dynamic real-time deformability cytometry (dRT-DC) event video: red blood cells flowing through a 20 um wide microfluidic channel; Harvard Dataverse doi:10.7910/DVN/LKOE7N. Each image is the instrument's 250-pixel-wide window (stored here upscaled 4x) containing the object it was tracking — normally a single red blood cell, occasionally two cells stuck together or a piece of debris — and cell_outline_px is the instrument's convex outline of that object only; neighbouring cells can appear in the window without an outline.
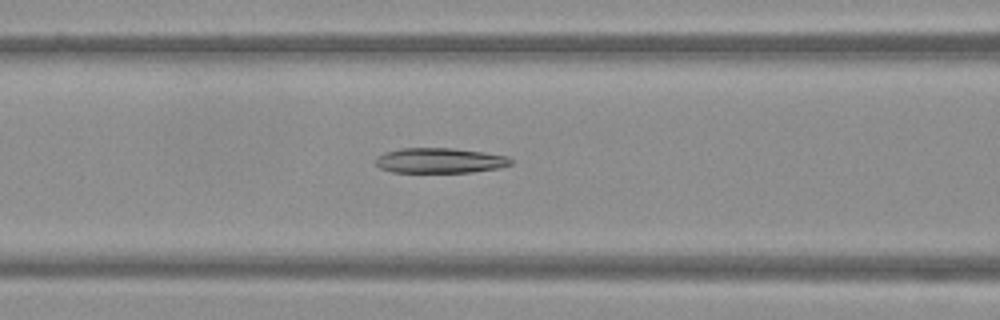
{"species": "Egyptian fruit bat (a non-hibernating species)", "species_latin": "Rousettus aegyptiacus", "temperature_condition": "warm", "stored_images_in_passage": 50, "camera_frame_rate_fps": 3000, "um_per_image_px": 0.085, "frame": {"image": 1, "passage_image": 21, "time_ms": 6.667, "image_size_px": [1000, 320], "cell_outline_px": [[512, 164], [500, 168], [472, 172], [392, 172], [380, 168], [376, 164], [376, 156], [384, 152], [400, 148], [452, 148], [484, 152], [508, 156], [512, 160]], "centroid_in_image_um": [37.39, 13.64], "position_along_channel_um": 129.2, "area_um2": 19.94}}
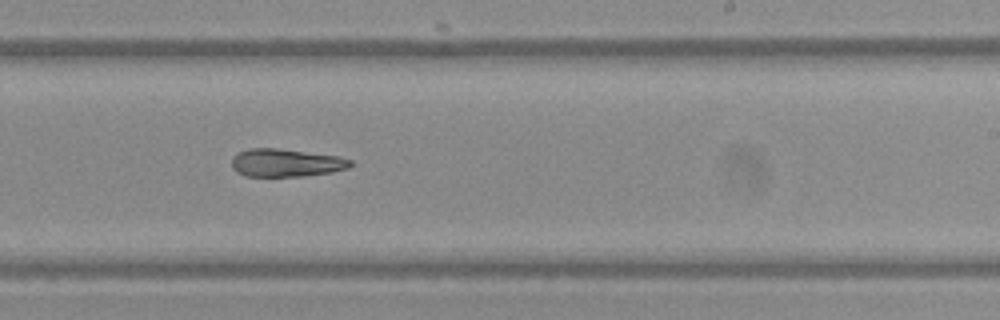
{"frame": {"image": 2, "passage_image": 31, "time_ms": 10.0, "image_size_px": [1000, 320], "cell_outline_px": [[352, 164], [348, 168], [332, 172], [304, 176], [248, 176], [236, 172], [232, 168], [232, 156], [236, 152], [248, 148], [276, 148], [340, 156], [352, 160]], "centroid_in_image_um": [24.29, 13.83], "position_along_channel_um": 264.7, "area_um2": 19.48}}
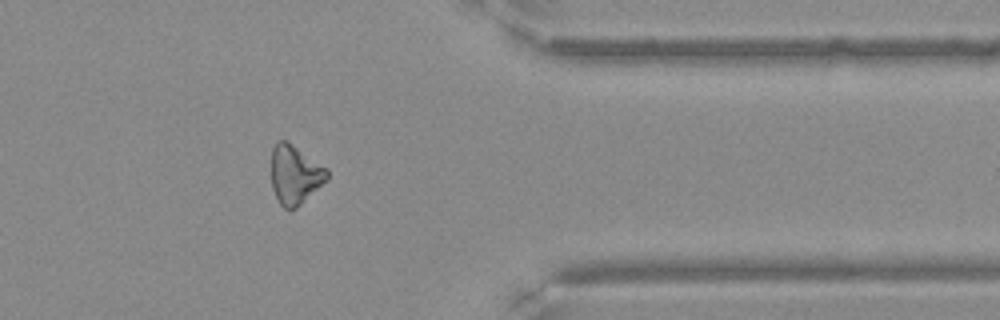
{"frame": {"image": 3, "passage_image": 41, "time_ms": 13.333, "image_size_px": [1000, 320], "cell_outline_px": [[328, 180], [296, 208], [288, 212], [280, 204], [272, 188], [272, 148], [280, 140], [288, 140], [328, 168]], "centroid_in_image_um": [25.09, 14.85], "position_along_channel_um": 386.3, "area_um2": 19.42}}